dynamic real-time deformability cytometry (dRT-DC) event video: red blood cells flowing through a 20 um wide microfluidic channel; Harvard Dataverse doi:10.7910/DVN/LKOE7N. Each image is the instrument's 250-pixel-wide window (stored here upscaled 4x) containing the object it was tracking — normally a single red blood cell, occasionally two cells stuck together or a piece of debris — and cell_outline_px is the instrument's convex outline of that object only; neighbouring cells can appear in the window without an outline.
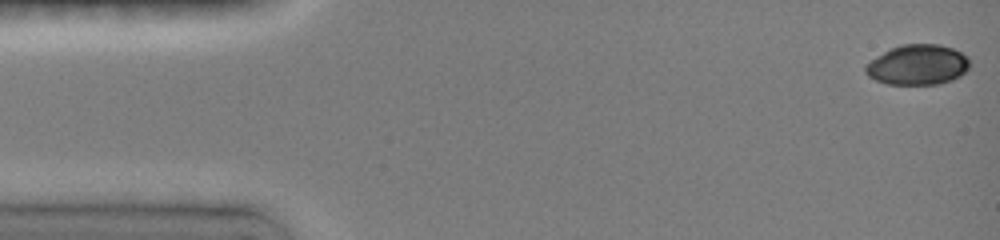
{"species": "common noctule bat (a hibernating species)", "species_latin": "Nyctalus noctula", "temperature_condition": "room temperature", "stored_images_in_passage": 48, "camera_frame_rate_fps": 3000, "um_per_image_px": 0.085, "animal": {"sex": "female", "body_mass_g": 19.0, "forearm_length_mm": 51.5}, "frame": {"image": 1, "passage_image": 1, "time_ms": 0.0, "image_size_px": [1000, 240], "cell_outline_px": [[968, 68], [960, 76], [952, 80], [940, 84], [888, 84], [876, 80], [868, 76], [864, 72], [864, 64], [876, 56], [900, 44], [940, 44], [952, 48], [968, 56]], "centroid_in_image_um": [77.98, 5.5], "position_along_channel_um": 7.0, "area_um2": 24.51}}
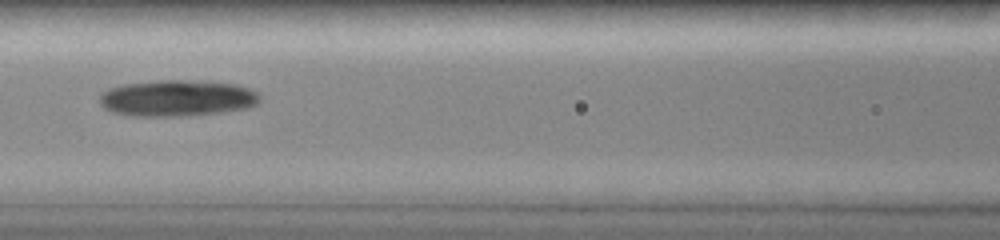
{"frame": {"image": 2, "passage_image": 21, "time_ms": 6.667, "image_size_px": [1000, 240], "cell_outline_px": [[260, 100], [256, 104], [248, 108], [224, 112], [188, 116], [132, 116], [112, 112], [104, 108], [100, 104], [100, 96], [104, 92], [112, 88], [124, 84], [164, 80], [180, 80], [232, 84], [248, 88], [256, 92], [260, 96]], "centroid_in_image_um": [15.06, 8.37], "position_along_channel_um": 151.5, "area_um2": 33.64}}
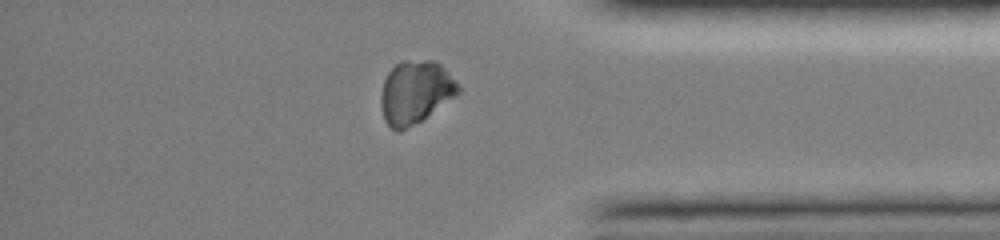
{"frame": {"image": 3, "passage_image": 40, "time_ms": 13.0, "image_size_px": [1000, 240], "cell_outline_px": [[460, 92], [456, 96], [420, 120], [400, 132], [396, 132], [384, 120], [380, 104], [380, 96], [384, 80], [388, 72], [400, 60], [432, 60], [440, 64], [444, 68], [460, 88]], "centroid_in_image_um": [35.27, 7.83], "position_along_channel_um": 399.9, "area_um2": 28.15}, "authors_computed_cell_mechanics": {"area_um2": 29.6514, "velocity_mm_per_s": 4.0232, "shape_relaxation_time_tau1_ms": 5.4736, "shape_relaxation_time_tau2_ms": null, "deformation_change_tau1": 0.1715, "deformation_change_tau2": null}}